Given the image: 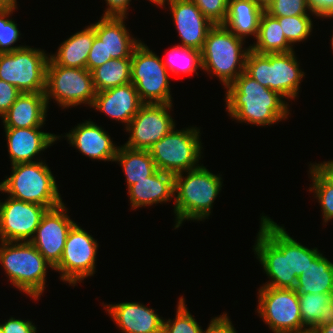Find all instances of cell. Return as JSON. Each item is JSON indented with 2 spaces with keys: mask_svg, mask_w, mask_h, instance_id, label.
<instances>
[{
  "mask_svg": "<svg viewBox=\"0 0 333 333\" xmlns=\"http://www.w3.org/2000/svg\"><path fill=\"white\" fill-rule=\"evenodd\" d=\"M297 294L333 293V262L319 253L297 278Z\"/></svg>",
  "mask_w": 333,
  "mask_h": 333,
  "instance_id": "obj_27",
  "label": "cell"
},
{
  "mask_svg": "<svg viewBox=\"0 0 333 333\" xmlns=\"http://www.w3.org/2000/svg\"><path fill=\"white\" fill-rule=\"evenodd\" d=\"M0 263L11 284L34 300L45 290L48 268L54 270L30 242L0 241Z\"/></svg>",
  "mask_w": 333,
  "mask_h": 333,
  "instance_id": "obj_3",
  "label": "cell"
},
{
  "mask_svg": "<svg viewBox=\"0 0 333 333\" xmlns=\"http://www.w3.org/2000/svg\"><path fill=\"white\" fill-rule=\"evenodd\" d=\"M22 92L0 79V117H2Z\"/></svg>",
  "mask_w": 333,
  "mask_h": 333,
  "instance_id": "obj_40",
  "label": "cell"
},
{
  "mask_svg": "<svg viewBox=\"0 0 333 333\" xmlns=\"http://www.w3.org/2000/svg\"><path fill=\"white\" fill-rule=\"evenodd\" d=\"M175 175L157 170L128 188L131 209L170 202L174 198Z\"/></svg>",
  "mask_w": 333,
  "mask_h": 333,
  "instance_id": "obj_24",
  "label": "cell"
},
{
  "mask_svg": "<svg viewBox=\"0 0 333 333\" xmlns=\"http://www.w3.org/2000/svg\"><path fill=\"white\" fill-rule=\"evenodd\" d=\"M95 36V29L88 25L62 42L56 54H50L49 58L59 66L86 68Z\"/></svg>",
  "mask_w": 333,
  "mask_h": 333,
  "instance_id": "obj_25",
  "label": "cell"
},
{
  "mask_svg": "<svg viewBox=\"0 0 333 333\" xmlns=\"http://www.w3.org/2000/svg\"><path fill=\"white\" fill-rule=\"evenodd\" d=\"M96 92L131 82V58L111 59L92 72Z\"/></svg>",
  "mask_w": 333,
  "mask_h": 333,
  "instance_id": "obj_31",
  "label": "cell"
},
{
  "mask_svg": "<svg viewBox=\"0 0 333 333\" xmlns=\"http://www.w3.org/2000/svg\"><path fill=\"white\" fill-rule=\"evenodd\" d=\"M265 11L273 17H291L310 13L312 16H316L310 9L307 0H274Z\"/></svg>",
  "mask_w": 333,
  "mask_h": 333,
  "instance_id": "obj_38",
  "label": "cell"
},
{
  "mask_svg": "<svg viewBox=\"0 0 333 333\" xmlns=\"http://www.w3.org/2000/svg\"><path fill=\"white\" fill-rule=\"evenodd\" d=\"M123 333H162L163 317L139 302L103 304Z\"/></svg>",
  "mask_w": 333,
  "mask_h": 333,
  "instance_id": "obj_19",
  "label": "cell"
},
{
  "mask_svg": "<svg viewBox=\"0 0 333 333\" xmlns=\"http://www.w3.org/2000/svg\"><path fill=\"white\" fill-rule=\"evenodd\" d=\"M153 4L160 6L162 3H164L166 0H149Z\"/></svg>",
  "mask_w": 333,
  "mask_h": 333,
  "instance_id": "obj_50",
  "label": "cell"
},
{
  "mask_svg": "<svg viewBox=\"0 0 333 333\" xmlns=\"http://www.w3.org/2000/svg\"><path fill=\"white\" fill-rule=\"evenodd\" d=\"M299 333H316V331H314L312 329H307V330L301 331Z\"/></svg>",
  "mask_w": 333,
  "mask_h": 333,
  "instance_id": "obj_51",
  "label": "cell"
},
{
  "mask_svg": "<svg viewBox=\"0 0 333 333\" xmlns=\"http://www.w3.org/2000/svg\"><path fill=\"white\" fill-rule=\"evenodd\" d=\"M46 102H55L63 109L87 104L91 108L96 90L92 73L87 68L56 65L50 58L46 70Z\"/></svg>",
  "mask_w": 333,
  "mask_h": 333,
  "instance_id": "obj_10",
  "label": "cell"
},
{
  "mask_svg": "<svg viewBox=\"0 0 333 333\" xmlns=\"http://www.w3.org/2000/svg\"><path fill=\"white\" fill-rule=\"evenodd\" d=\"M107 8L103 16L127 17L131 0H105Z\"/></svg>",
  "mask_w": 333,
  "mask_h": 333,
  "instance_id": "obj_45",
  "label": "cell"
},
{
  "mask_svg": "<svg viewBox=\"0 0 333 333\" xmlns=\"http://www.w3.org/2000/svg\"><path fill=\"white\" fill-rule=\"evenodd\" d=\"M256 311L273 333H299L307 330L303 326L295 289L260 286Z\"/></svg>",
  "mask_w": 333,
  "mask_h": 333,
  "instance_id": "obj_12",
  "label": "cell"
},
{
  "mask_svg": "<svg viewBox=\"0 0 333 333\" xmlns=\"http://www.w3.org/2000/svg\"><path fill=\"white\" fill-rule=\"evenodd\" d=\"M67 212L64 202L47 209L30 241L53 268L60 262L68 233L76 224Z\"/></svg>",
  "mask_w": 333,
  "mask_h": 333,
  "instance_id": "obj_16",
  "label": "cell"
},
{
  "mask_svg": "<svg viewBox=\"0 0 333 333\" xmlns=\"http://www.w3.org/2000/svg\"><path fill=\"white\" fill-rule=\"evenodd\" d=\"M98 242L76 223L68 233L60 262L54 270L61 273L60 279L76 286L96 272Z\"/></svg>",
  "mask_w": 333,
  "mask_h": 333,
  "instance_id": "obj_13",
  "label": "cell"
},
{
  "mask_svg": "<svg viewBox=\"0 0 333 333\" xmlns=\"http://www.w3.org/2000/svg\"><path fill=\"white\" fill-rule=\"evenodd\" d=\"M316 333H333V322L324 326L318 327Z\"/></svg>",
  "mask_w": 333,
  "mask_h": 333,
  "instance_id": "obj_48",
  "label": "cell"
},
{
  "mask_svg": "<svg viewBox=\"0 0 333 333\" xmlns=\"http://www.w3.org/2000/svg\"><path fill=\"white\" fill-rule=\"evenodd\" d=\"M329 181L333 183V160L313 164Z\"/></svg>",
  "mask_w": 333,
  "mask_h": 333,
  "instance_id": "obj_46",
  "label": "cell"
},
{
  "mask_svg": "<svg viewBox=\"0 0 333 333\" xmlns=\"http://www.w3.org/2000/svg\"><path fill=\"white\" fill-rule=\"evenodd\" d=\"M331 47H332V51H333V34H332V38H331Z\"/></svg>",
  "mask_w": 333,
  "mask_h": 333,
  "instance_id": "obj_52",
  "label": "cell"
},
{
  "mask_svg": "<svg viewBox=\"0 0 333 333\" xmlns=\"http://www.w3.org/2000/svg\"><path fill=\"white\" fill-rule=\"evenodd\" d=\"M0 9H18L17 0H0Z\"/></svg>",
  "mask_w": 333,
  "mask_h": 333,
  "instance_id": "obj_47",
  "label": "cell"
},
{
  "mask_svg": "<svg viewBox=\"0 0 333 333\" xmlns=\"http://www.w3.org/2000/svg\"><path fill=\"white\" fill-rule=\"evenodd\" d=\"M260 219L253 251L269 278L263 286L295 289L297 279H290L289 233L267 215Z\"/></svg>",
  "mask_w": 333,
  "mask_h": 333,
  "instance_id": "obj_7",
  "label": "cell"
},
{
  "mask_svg": "<svg viewBox=\"0 0 333 333\" xmlns=\"http://www.w3.org/2000/svg\"><path fill=\"white\" fill-rule=\"evenodd\" d=\"M169 72L162 59L140 42L131 56V83L144 104H173Z\"/></svg>",
  "mask_w": 333,
  "mask_h": 333,
  "instance_id": "obj_9",
  "label": "cell"
},
{
  "mask_svg": "<svg viewBox=\"0 0 333 333\" xmlns=\"http://www.w3.org/2000/svg\"><path fill=\"white\" fill-rule=\"evenodd\" d=\"M48 61L44 50L30 46L0 53V79L22 93H44Z\"/></svg>",
  "mask_w": 333,
  "mask_h": 333,
  "instance_id": "obj_11",
  "label": "cell"
},
{
  "mask_svg": "<svg viewBox=\"0 0 333 333\" xmlns=\"http://www.w3.org/2000/svg\"><path fill=\"white\" fill-rule=\"evenodd\" d=\"M12 174L1 183L2 193L8 196L45 206L47 209L63 203L51 169L40 159L35 162L11 165Z\"/></svg>",
  "mask_w": 333,
  "mask_h": 333,
  "instance_id": "obj_6",
  "label": "cell"
},
{
  "mask_svg": "<svg viewBox=\"0 0 333 333\" xmlns=\"http://www.w3.org/2000/svg\"><path fill=\"white\" fill-rule=\"evenodd\" d=\"M16 9H0V53L12 52L24 47L13 46L21 36L17 23L10 19Z\"/></svg>",
  "mask_w": 333,
  "mask_h": 333,
  "instance_id": "obj_37",
  "label": "cell"
},
{
  "mask_svg": "<svg viewBox=\"0 0 333 333\" xmlns=\"http://www.w3.org/2000/svg\"><path fill=\"white\" fill-rule=\"evenodd\" d=\"M309 174L311 175L312 185L309 192L314 193V198L318 199L323 216V222H327L333 218V183L329 181L314 165H310Z\"/></svg>",
  "mask_w": 333,
  "mask_h": 333,
  "instance_id": "obj_33",
  "label": "cell"
},
{
  "mask_svg": "<svg viewBox=\"0 0 333 333\" xmlns=\"http://www.w3.org/2000/svg\"><path fill=\"white\" fill-rule=\"evenodd\" d=\"M203 15L214 25L223 24L227 15L229 0H192Z\"/></svg>",
  "mask_w": 333,
  "mask_h": 333,
  "instance_id": "obj_39",
  "label": "cell"
},
{
  "mask_svg": "<svg viewBox=\"0 0 333 333\" xmlns=\"http://www.w3.org/2000/svg\"><path fill=\"white\" fill-rule=\"evenodd\" d=\"M245 40L237 37L226 26L215 24L208 32L201 50L202 70L216 76L224 88L232 84L245 71L250 46L243 47Z\"/></svg>",
  "mask_w": 333,
  "mask_h": 333,
  "instance_id": "obj_4",
  "label": "cell"
},
{
  "mask_svg": "<svg viewBox=\"0 0 333 333\" xmlns=\"http://www.w3.org/2000/svg\"><path fill=\"white\" fill-rule=\"evenodd\" d=\"M293 48L287 42L278 19L263 11L256 41L250 44V49L258 54H270L290 52Z\"/></svg>",
  "mask_w": 333,
  "mask_h": 333,
  "instance_id": "obj_29",
  "label": "cell"
},
{
  "mask_svg": "<svg viewBox=\"0 0 333 333\" xmlns=\"http://www.w3.org/2000/svg\"><path fill=\"white\" fill-rule=\"evenodd\" d=\"M303 326L316 330L333 322V293L298 294Z\"/></svg>",
  "mask_w": 333,
  "mask_h": 333,
  "instance_id": "obj_28",
  "label": "cell"
},
{
  "mask_svg": "<svg viewBox=\"0 0 333 333\" xmlns=\"http://www.w3.org/2000/svg\"><path fill=\"white\" fill-rule=\"evenodd\" d=\"M262 12L253 0H229L227 15L222 25L244 40L250 35L256 38Z\"/></svg>",
  "mask_w": 333,
  "mask_h": 333,
  "instance_id": "obj_26",
  "label": "cell"
},
{
  "mask_svg": "<svg viewBox=\"0 0 333 333\" xmlns=\"http://www.w3.org/2000/svg\"><path fill=\"white\" fill-rule=\"evenodd\" d=\"M167 59H163L168 72L174 75H190L198 72L196 70H202L201 63V51L192 47H186L182 45H175L167 52Z\"/></svg>",
  "mask_w": 333,
  "mask_h": 333,
  "instance_id": "obj_32",
  "label": "cell"
},
{
  "mask_svg": "<svg viewBox=\"0 0 333 333\" xmlns=\"http://www.w3.org/2000/svg\"><path fill=\"white\" fill-rule=\"evenodd\" d=\"M225 91L226 111L238 122L270 126L288 118L289 104L278 92L262 86L245 72Z\"/></svg>",
  "mask_w": 333,
  "mask_h": 333,
  "instance_id": "obj_1",
  "label": "cell"
},
{
  "mask_svg": "<svg viewBox=\"0 0 333 333\" xmlns=\"http://www.w3.org/2000/svg\"><path fill=\"white\" fill-rule=\"evenodd\" d=\"M263 11H265L274 0H253Z\"/></svg>",
  "mask_w": 333,
  "mask_h": 333,
  "instance_id": "obj_49",
  "label": "cell"
},
{
  "mask_svg": "<svg viewBox=\"0 0 333 333\" xmlns=\"http://www.w3.org/2000/svg\"><path fill=\"white\" fill-rule=\"evenodd\" d=\"M90 24L95 29V35L104 42L106 58H131L132 53L141 40L132 37L125 23L127 17L102 16Z\"/></svg>",
  "mask_w": 333,
  "mask_h": 333,
  "instance_id": "obj_22",
  "label": "cell"
},
{
  "mask_svg": "<svg viewBox=\"0 0 333 333\" xmlns=\"http://www.w3.org/2000/svg\"><path fill=\"white\" fill-rule=\"evenodd\" d=\"M203 329L191 315L185 298H179L175 319H163L162 333H203Z\"/></svg>",
  "mask_w": 333,
  "mask_h": 333,
  "instance_id": "obj_35",
  "label": "cell"
},
{
  "mask_svg": "<svg viewBox=\"0 0 333 333\" xmlns=\"http://www.w3.org/2000/svg\"><path fill=\"white\" fill-rule=\"evenodd\" d=\"M108 59L106 58V49L104 42L101 41L97 36H95L92 47L90 49L86 68L92 72L95 68L101 66Z\"/></svg>",
  "mask_w": 333,
  "mask_h": 333,
  "instance_id": "obj_41",
  "label": "cell"
},
{
  "mask_svg": "<svg viewBox=\"0 0 333 333\" xmlns=\"http://www.w3.org/2000/svg\"><path fill=\"white\" fill-rule=\"evenodd\" d=\"M46 211L45 206L10 196L0 201V241L30 242Z\"/></svg>",
  "mask_w": 333,
  "mask_h": 333,
  "instance_id": "obj_15",
  "label": "cell"
},
{
  "mask_svg": "<svg viewBox=\"0 0 333 333\" xmlns=\"http://www.w3.org/2000/svg\"><path fill=\"white\" fill-rule=\"evenodd\" d=\"M175 175L174 214L175 226L179 228L186 220L209 219L213 203L222 190V177L205 166ZM186 175V176H185Z\"/></svg>",
  "mask_w": 333,
  "mask_h": 333,
  "instance_id": "obj_2",
  "label": "cell"
},
{
  "mask_svg": "<svg viewBox=\"0 0 333 333\" xmlns=\"http://www.w3.org/2000/svg\"><path fill=\"white\" fill-rule=\"evenodd\" d=\"M114 162L122 166L127 189L146 177L152 176L157 167L148 150H135L121 145L118 147Z\"/></svg>",
  "mask_w": 333,
  "mask_h": 333,
  "instance_id": "obj_30",
  "label": "cell"
},
{
  "mask_svg": "<svg viewBox=\"0 0 333 333\" xmlns=\"http://www.w3.org/2000/svg\"><path fill=\"white\" fill-rule=\"evenodd\" d=\"M182 46L202 50L209 30L214 24L208 20L192 0H166Z\"/></svg>",
  "mask_w": 333,
  "mask_h": 333,
  "instance_id": "obj_17",
  "label": "cell"
},
{
  "mask_svg": "<svg viewBox=\"0 0 333 333\" xmlns=\"http://www.w3.org/2000/svg\"><path fill=\"white\" fill-rule=\"evenodd\" d=\"M63 137L82 155L92 160L114 162L119 147L113 143L109 133L91 119L74 126Z\"/></svg>",
  "mask_w": 333,
  "mask_h": 333,
  "instance_id": "obj_18",
  "label": "cell"
},
{
  "mask_svg": "<svg viewBox=\"0 0 333 333\" xmlns=\"http://www.w3.org/2000/svg\"><path fill=\"white\" fill-rule=\"evenodd\" d=\"M200 134L197 127L181 130H175L174 127L154 143L148 152L152 155L157 170L176 175L199 167L203 148Z\"/></svg>",
  "mask_w": 333,
  "mask_h": 333,
  "instance_id": "obj_8",
  "label": "cell"
},
{
  "mask_svg": "<svg viewBox=\"0 0 333 333\" xmlns=\"http://www.w3.org/2000/svg\"><path fill=\"white\" fill-rule=\"evenodd\" d=\"M144 103L130 82L101 92H96L92 108L128 126Z\"/></svg>",
  "mask_w": 333,
  "mask_h": 333,
  "instance_id": "obj_21",
  "label": "cell"
},
{
  "mask_svg": "<svg viewBox=\"0 0 333 333\" xmlns=\"http://www.w3.org/2000/svg\"><path fill=\"white\" fill-rule=\"evenodd\" d=\"M0 333H4V331H3L2 327H1V325H0Z\"/></svg>",
  "mask_w": 333,
  "mask_h": 333,
  "instance_id": "obj_53",
  "label": "cell"
},
{
  "mask_svg": "<svg viewBox=\"0 0 333 333\" xmlns=\"http://www.w3.org/2000/svg\"><path fill=\"white\" fill-rule=\"evenodd\" d=\"M172 104H143L138 113L125 128L129 134L125 147L135 150H148L154 143L160 141L174 127L170 111Z\"/></svg>",
  "mask_w": 333,
  "mask_h": 333,
  "instance_id": "obj_14",
  "label": "cell"
},
{
  "mask_svg": "<svg viewBox=\"0 0 333 333\" xmlns=\"http://www.w3.org/2000/svg\"><path fill=\"white\" fill-rule=\"evenodd\" d=\"M0 325L4 333H37V327L29 319L22 320L10 317L4 323H0Z\"/></svg>",
  "mask_w": 333,
  "mask_h": 333,
  "instance_id": "obj_42",
  "label": "cell"
},
{
  "mask_svg": "<svg viewBox=\"0 0 333 333\" xmlns=\"http://www.w3.org/2000/svg\"><path fill=\"white\" fill-rule=\"evenodd\" d=\"M312 12L319 18H333V0H307Z\"/></svg>",
  "mask_w": 333,
  "mask_h": 333,
  "instance_id": "obj_44",
  "label": "cell"
},
{
  "mask_svg": "<svg viewBox=\"0 0 333 333\" xmlns=\"http://www.w3.org/2000/svg\"><path fill=\"white\" fill-rule=\"evenodd\" d=\"M295 51L258 54L250 50L246 57L245 73L262 86L278 92L285 99L298 97L305 72Z\"/></svg>",
  "mask_w": 333,
  "mask_h": 333,
  "instance_id": "obj_5",
  "label": "cell"
},
{
  "mask_svg": "<svg viewBox=\"0 0 333 333\" xmlns=\"http://www.w3.org/2000/svg\"><path fill=\"white\" fill-rule=\"evenodd\" d=\"M203 333H237V331L225 312L222 315L212 318Z\"/></svg>",
  "mask_w": 333,
  "mask_h": 333,
  "instance_id": "obj_43",
  "label": "cell"
},
{
  "mask_svg": "<svg viewBox=\"0 0 333 333\" xmlns=\"http://www.w3.org/2000/svg\"><path fill=\"white\" fill-rule=\"evenodd\" d=\"M311 15L291 17H276L282 27L287 42L293 47L295 43L303 42L311 35L313 21Z\"/></svg>",
  "mask_w": 333,
  "mask_h": 333,
  "instance_id": "obj_34",
  "label": "cell"
},
{
  "mask_svg": "<svg viewBox=\"0 0 333 333\" xmlns=\"http://www.w3.org/2000/svg\"><path fill=\"white\" fill-rule=\"evenodd\" d=\"M48 105L44 93H21L1 117L4 128H34L45 125Z\"/></svg>",
  "mask_w": 333,
  "mask_h": 333,
  "instance_id": "obj_23",
  "label": "cell"
},
{
  "mask_svg": "<svg viewBox=\"0 0 333 333\" xmlns=\"http://www.w3.org/2000/svg\"><path fill=\"white\" fill-rule=\"evenodd\" d=\"M41 128H4L11 165L37 161L35 156L60 139Z\"/></svg>",
  "mask_w": 333,
  "mask_h": 333,
  "instance_id": "obj_20",
  "label": "cell"
},
{
  "mask_svg": "<svg viewBox=\"0 0 333 333\" xmlns=\"http://www.w3.org/2000/svg\"><path fill=\"white\" fill-rule=\"evenodd\" d=\"M320 251L315 248H308L301 243L297 242L289 235V265H290V279H297L303 274V271L309 265Z\"/></svg>",
  "mask_w": 333,
  "mask_h": 333,
  "instance_id": "obj_36",
  "label": "cell"
}]
</instances>
